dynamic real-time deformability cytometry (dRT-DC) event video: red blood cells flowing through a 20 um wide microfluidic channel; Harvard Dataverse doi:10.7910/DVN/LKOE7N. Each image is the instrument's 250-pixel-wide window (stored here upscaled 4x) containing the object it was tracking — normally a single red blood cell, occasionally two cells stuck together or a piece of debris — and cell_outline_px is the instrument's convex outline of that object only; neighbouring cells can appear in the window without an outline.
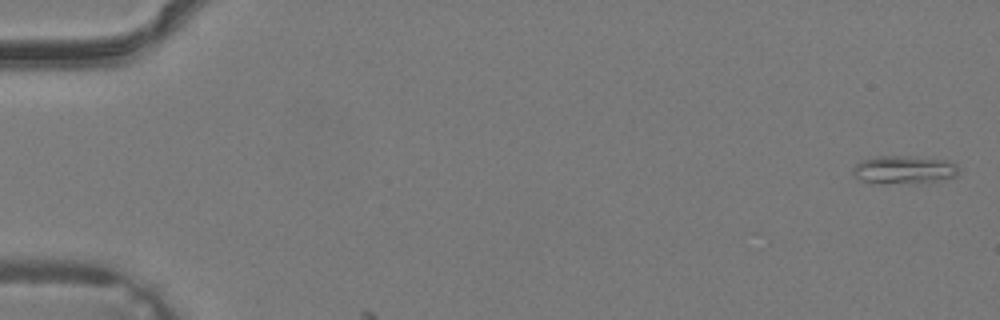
{"species": "common noctule bat (a hibernating species)", "species_latin": "Nyctalus noctula", "temperature_condition": "warm", "stored_images_in_passage": 3, "camera_frame_rate_fps": 3000, "um_per_image_px": 0.085, "animal": {"sex": "male", "body_mass_g": 19.2, "forearm_length_mm": 51.8}, "frame": {"image": 1, "passage_image": 1, "time_ms": 0.0, "image_size_px": [1000, 320], "cell_outline_px": [[960, 172], [956, 176], [940, 180], [920, 184], [880, 184], [860, 180], [852, 172], [852, 168], [856, 164], [864, 160], [876, 156], [908, 156], [948, 160], [956, 164], [960, 168]], "centroid_in_image_um": [76.88, 14.45], "position_along_channel_um": 8.1, "area_um2": 17.8}}